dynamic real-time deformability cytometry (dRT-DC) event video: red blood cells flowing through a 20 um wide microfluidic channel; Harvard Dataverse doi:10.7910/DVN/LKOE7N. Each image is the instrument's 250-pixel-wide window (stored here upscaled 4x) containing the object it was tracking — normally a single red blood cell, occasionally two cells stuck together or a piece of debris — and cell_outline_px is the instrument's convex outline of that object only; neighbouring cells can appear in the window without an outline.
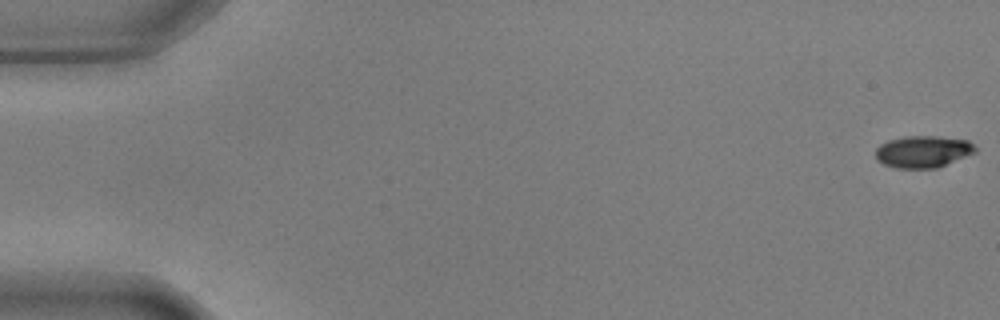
{"species": "common noctule bat (a hibernating species)", "species_latin": "Nyctalus noctula", "temperature_condition": "warm", "stored_images_in_passage": 56, "camera_frame_rate_fps": 3000, "um_per_image_px": 0.085, "animal": {"sex": "male", "body_mass_g": 17.9, "forearm_length_mm": 54.2}, "frame": {"image": 1, "passage_image": 1, "time_ms": 0.0, "image_size_px": [1000, 320], "cell_outline_px": [[976, 152], [936, 168], [896, 168], [884, 164], [876, 160], [876, 148], [880, 144], [888, 140], [904, 136], [936, 136], [968, 140], [976, 148]], "centroid_in_image_um": [78.43, 12.88], "position_along_channel_um": 6.6, "area_um2": 18.5}}
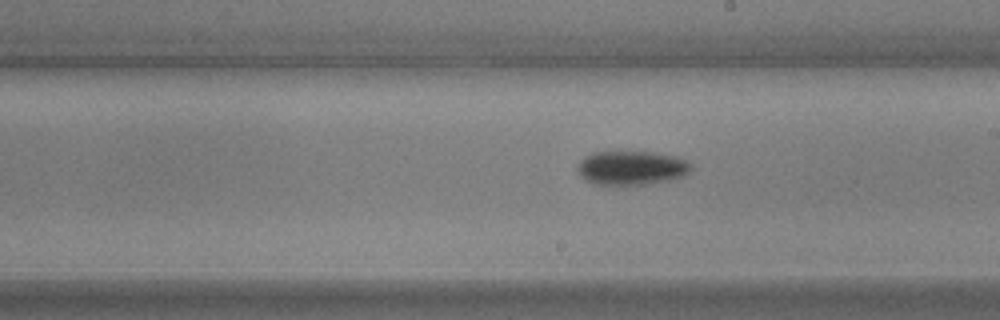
{"frame": {"image": 2, "passage_image": 32, "time_ms": 10.333, "image_size_px": [1000, 320], "cell_outline_px": [[692, 168], [684, 176], [668, 180], [648, 184], [596, 184], [580, 176], [576, 168], [580, 160], [584, 156], [592, 152], [652, 152], [676, 156], [692, 164]], "centroid_in_image_um": [53.67, 14.26], "position_along_channel_um": 235.3, "area_um2": 22.43}}
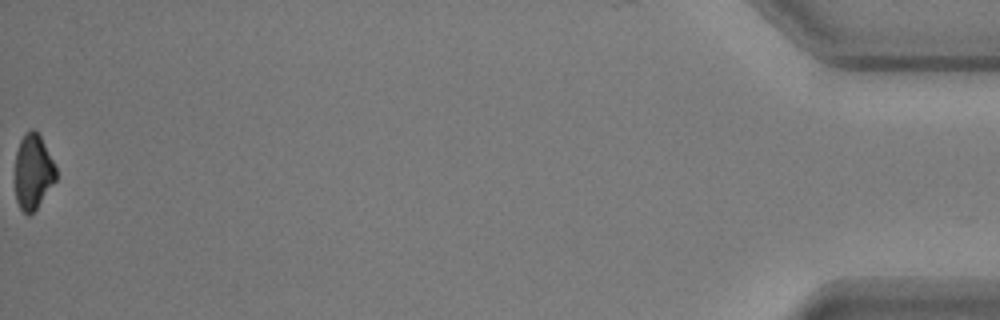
{"frame": {"image": 3, "passage_image": 56, "time_ms": 18.333, "image_size_px": [1000, 320], "cell_outline_px": [[56, 180], [36, 208], [32, 212], [24, 212], [20, 208], [16, 200], [16, 152], [20, 140], [24, 132], [32, 128], [40, 136], [56, 168]], "centroid_in_image_um": [2.81, 14.56], "position_along_channel_um": 432.4, "area_um2": 17.46}, "authors_computed_cell_mechanics": {"area_um2": 19.9988, "velocity_mm_per_s": 3.6752, "shape_relaxation_time_tau1_ms": 3.2447, "shape_relaxation_time_tau2_ms": null, "deformation_change_tau1": 0.1585, "deformation_change_tau2": null}}